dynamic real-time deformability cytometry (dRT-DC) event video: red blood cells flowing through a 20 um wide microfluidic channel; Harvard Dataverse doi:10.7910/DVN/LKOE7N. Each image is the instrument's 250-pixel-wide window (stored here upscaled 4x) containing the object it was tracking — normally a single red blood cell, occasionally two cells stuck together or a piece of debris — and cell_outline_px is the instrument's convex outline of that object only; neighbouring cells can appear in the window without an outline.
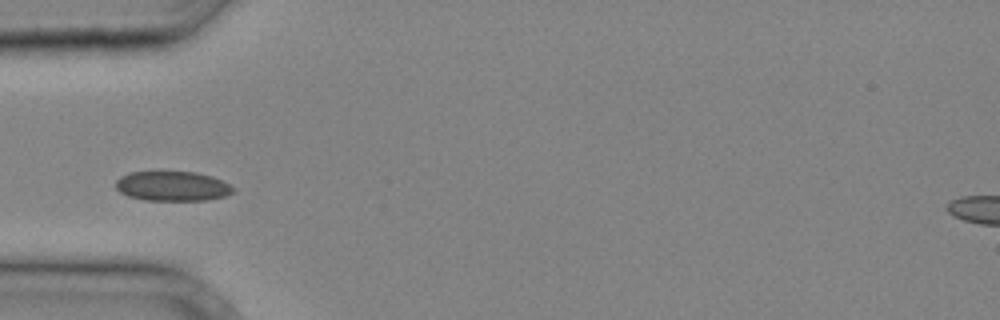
{"species": "common noctule bat (a hibernating species)", "species_latin": "Nyctalus noctula", "temperature_condition": "cold", "stored_images_in_passage": 26, "camera_frame_rate_fps": 3000, "um_per_image_px": 0.085, "animal": {"sex": "male", "body_mass_g": 20.4}, "frame": {"image": 1, "passage_image": 1, "time_ms": 0.0, "image_size_px": [1000, 320], "cell_outline_px": [[232, 192], [224, 196], [204, 200], [144, 200], [128, 196], [120, 192], [116, 188], [116, 180], [120, 176], [128, 172], [196, 172], [212, 176], [228, 184], [232, 188]], "centroid_in_image_um": [14.59, 15.82], "position_along_channel_um": 70.4, "area_um2": 20.11}}
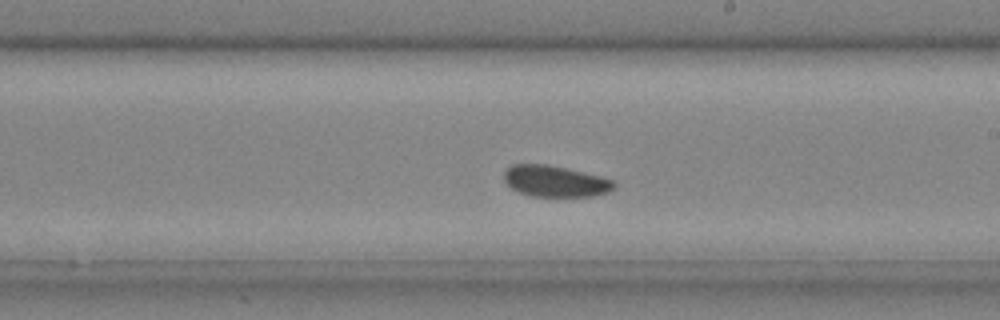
{"frame": {"image": 2, "passage_image": 11, "time_ms": 3.333, "image_size_px": [1000, 320], "cell_outline_px": [[616, 188], [608, 192], [592, 196], [532, 196], [520, 192], [512, 188], [504, 180], [504, 172], [512, 164], [548, 164], [600, 176], [612, 180], [616, 184]], "centroid_in_image_um": [47.2, 15.4], "position_along_channel_um": 241.8, "area_um2": 19.88}}
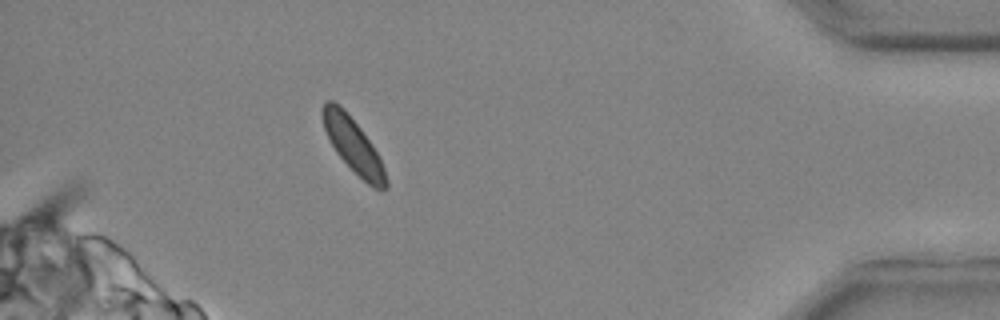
{"frame": {"image": 3, "passage_image": 23, "time_ms": 7.333, "image_size_px": [1000, 320], "cell_outline_px": [[388, 188], [372, 188], [336, 152], [324, 128], [320, 112], [320, 108], [324, 100], [332, 100], [340, 104], [344, 108], [360, 128], [372, 144], [384, 168], [388, 180]], "centroid_in_image_um": [29.99, 12.27], "position_along_channel_um": 405.2, "area_um2": 19.83}}